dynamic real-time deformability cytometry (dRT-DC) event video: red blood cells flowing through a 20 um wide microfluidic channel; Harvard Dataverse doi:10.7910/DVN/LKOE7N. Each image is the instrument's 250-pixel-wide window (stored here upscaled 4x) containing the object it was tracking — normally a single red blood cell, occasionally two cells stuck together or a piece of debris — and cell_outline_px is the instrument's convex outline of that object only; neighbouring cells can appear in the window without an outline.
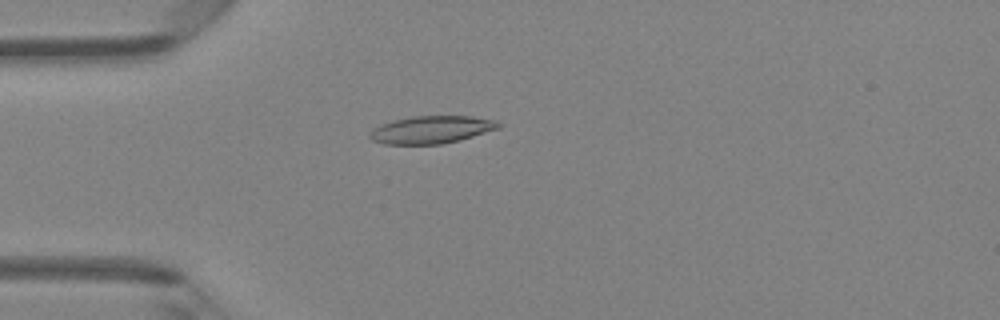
{"species": "Egyptian fruit bat (a non-hibernating species)", "species_latin": "Rousettus aegyptiacus", "temperature_condition": "room temperature", "stored_images_in_passage": 5, "camera_frame_rate_fps": 3000, "um_per_image_px": 0.085, "animal": {"sex": "female"}, "frame": {"image": 1, "passage_image": 4, "time_ms": 1.0, "image_size_px": [1000, 320], "cell_outline_px": [[504, 124], [500, 128], [460, 140], [440, 144], [384, 144], [372, 140], [368, 136], [372, 128], [380, 124], [392, 120], [412, 116], [472, 116], [496, 120]], "centroid_in_image_um": [36.68, 11.01], "position_along_channel_um": 48.3, "area_um2": 20.92}}